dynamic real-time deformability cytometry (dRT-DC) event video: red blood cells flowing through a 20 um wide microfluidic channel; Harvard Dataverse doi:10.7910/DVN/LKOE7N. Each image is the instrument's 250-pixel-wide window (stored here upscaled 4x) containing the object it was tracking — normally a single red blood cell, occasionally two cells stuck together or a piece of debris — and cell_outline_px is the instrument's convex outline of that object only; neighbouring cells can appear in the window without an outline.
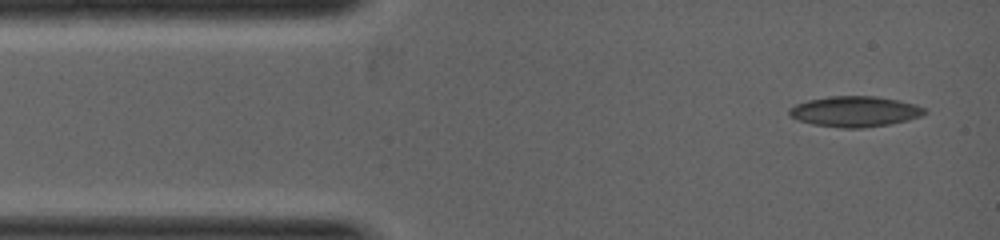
{"species": "common noctule bat (a hibernating species)", "species_latin": "Nyctalus noctula", "temperature_condition": "warm", "stored_images_in_passage": 22, "camera_frame_rate_fps": 5000, "um_per_image_px": 0.085, "animal": {"sex": "female", "body_mass_g": 19.0, "forearm_length_mm": 53.3}, "frame": {"image": 1, "passage_image": 1, "time_ms": 0.0, "image_size_px": [1000, 240], "cell_outline_px": [[928, 112], [920, 116], [908, 120], [888, 124], [860, 128], [840, 128], [812, 124], [796, 120], [788, 116], [788, 108], [796, 104], [808, 100], [828, 96], [876, 96], [900, 100], [916, 104], [924, 108]], "centroid_in_image_um": [72.63, 9.47], "position_along_channel_um": 12.4, "area_um2": 24.33}}
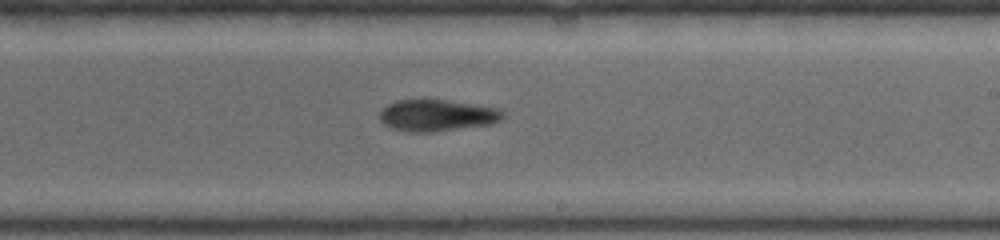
{"frame": {"image": 2, "passage_image": 10, "time_ms": 3.8, "image_size_px": [1000, 240], "cell_outline_px": [[504, 116], [500, 120], [492, 124], [432, 132], [412, 132], [392, 128], [384, 124], [380, 120], [380, 112], [388, 104], [396, 100], [444, 100], [500, 108], [504, 112]], "centroid_in_image_um": [37.17, 9.81], "position_along_channel_um": 251.8, "area_um2": 22.54}}
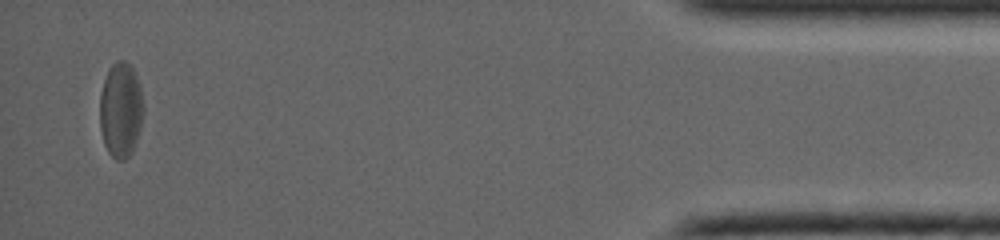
{"frame": {"image": 3, "passage_image": 22, "time_ms": 7.0, "image_size_px": [1000, 240], "cell_outline_px": [[144, 112], [136, 140], [132, 152], [124, 160], [120, 160], [112, 156], [108, 152], [104, 144], [100, 128], [100, 92], [104, 80], [112, 64], [116, 60], [124, 60], [132, 68], [140, 84], [144, 104]], "centroid_in_image_um": [10.27, 9.33], "position_along_channel_um": 424.9, "area_um2": 24.22}}